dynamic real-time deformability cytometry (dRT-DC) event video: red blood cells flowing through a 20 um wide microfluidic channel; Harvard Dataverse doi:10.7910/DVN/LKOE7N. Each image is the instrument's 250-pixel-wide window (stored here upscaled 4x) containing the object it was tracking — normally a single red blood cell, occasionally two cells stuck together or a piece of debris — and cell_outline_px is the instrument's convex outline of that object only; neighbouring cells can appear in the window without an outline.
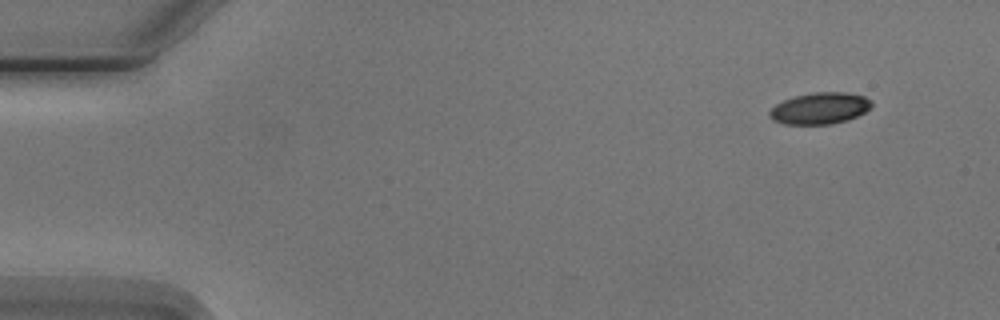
{"species": "Egyptian fruit bat (a non-hibernating species)", "species_latin": "Rousettus aegyptiacus", "temperature_condition": "cold", "stored_images_in_passage": 4, "camera_frame_rate_fps": 3000, "um_per_image_px": 0.085, "animal": {"sex": "male"}, "frame": {"image": 1, "passage_image": 1, "time_ms": 0.0, "image_size_px": [1000, 320], "cell_outline_px": [[872, 108], [856, 116], [832, 124], [784, 124], [772, 120], [768, 116], [768, 112], [776, 104], [792, 96], [812, 92], [848, 92], [864, 96], [872, 100]], "centroid_in_image_um": [69.67, 9.19], "position_along_channel_um": 15.3, "area_um2": 18.9}}